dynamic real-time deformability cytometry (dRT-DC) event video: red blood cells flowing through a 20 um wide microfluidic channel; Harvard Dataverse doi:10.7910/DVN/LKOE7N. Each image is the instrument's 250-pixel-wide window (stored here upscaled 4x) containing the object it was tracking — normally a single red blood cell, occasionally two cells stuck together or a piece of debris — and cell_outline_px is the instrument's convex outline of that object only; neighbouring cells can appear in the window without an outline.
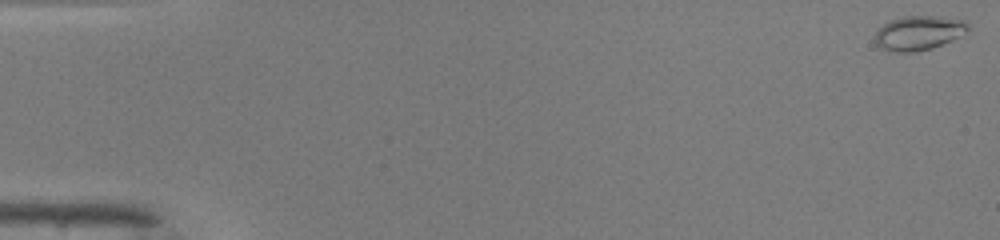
{"species": "common noctule bat (a hibernating species)", "species_latin": "Nyctalus noctula", "temperature_condition": "warm", "stored_images_in_passage": 50, "camera_frame_rate_fps": 3000, "um_per_image_px": 0.085, "animal": {"sex": "male", "body_mass_g": 19.0, "forearm_length_mm": 50.8}, "frame": {"image": 1, "passage_image": 1, "time_ms": 0.0, "image_size_px": [1000, 240], "cell_outline_px": [[968, 28], [960, 36], [952, 40], [932, 48], [916, 52], [888, 52], [880, 48], [876, 44], [876, 32], [888, 20], [904, 16], [940, 16], [968, 20]], "centroid_in_image_um": [78.09, 2.8], "position_along_channel_um": 6.9, "area_um2": 18.79}}
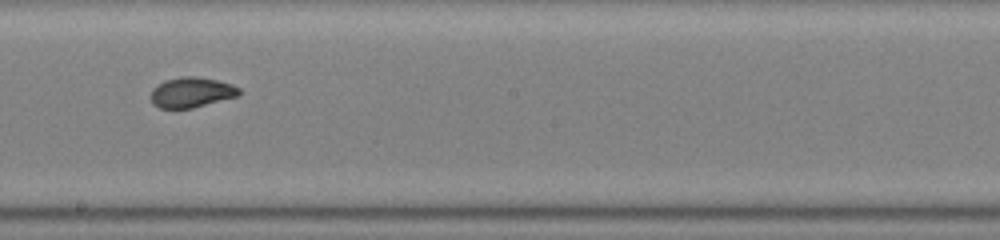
{"frame": {"image": 2, "passage_image": 29, "time_ms": 9.333, "image_size_px": [1000, 240], "cell_outline_px": [[240, 96], [192, 108], [160, 108], [152, 104], [152, 88], [164, 80], [180, 76], [196, 76], [216, 80], [232, 84], [240, 88]], "centroid_in_image_um": [16.29, 7.84], "position_along_channel_um": 231.9, "area_um2": 15.66}}
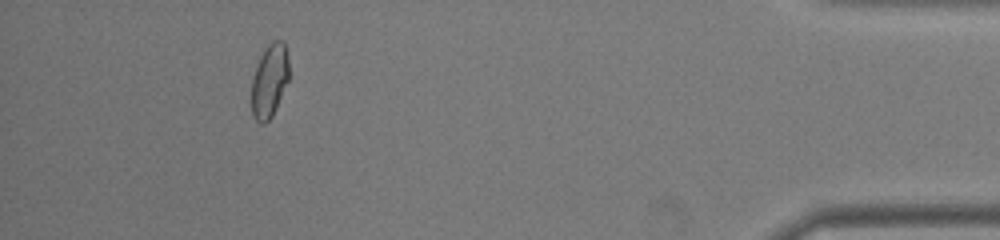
{"frame": {"image": 3, "passage_image": 46, "time_ms": 15.0, "image_size_px": [1000, 240], "cell_outline_px": [[288, 80], [272, 116], [264, 124], [260, 124], [252, 116], [252, 80], [260, 56], [264, 48], [272, 40], [284, 40], [288, 56]], "centroid_in_image_um": [22.9, 6.84], "position_along_channel_um": 412.3, "area_um2": 15.95}, "authors_computed_cell_mechanics": {"area_um2": 16.2996, "velocity_mm_per_s": 4.156, "shape_relaxation_time_tau1_ms": 5.1543, "shape_relaxation_time_tau2_ms": 0.4934, "deformation_change_tau1": 0.1428, "deformation_change_tau2": 0.0349}}